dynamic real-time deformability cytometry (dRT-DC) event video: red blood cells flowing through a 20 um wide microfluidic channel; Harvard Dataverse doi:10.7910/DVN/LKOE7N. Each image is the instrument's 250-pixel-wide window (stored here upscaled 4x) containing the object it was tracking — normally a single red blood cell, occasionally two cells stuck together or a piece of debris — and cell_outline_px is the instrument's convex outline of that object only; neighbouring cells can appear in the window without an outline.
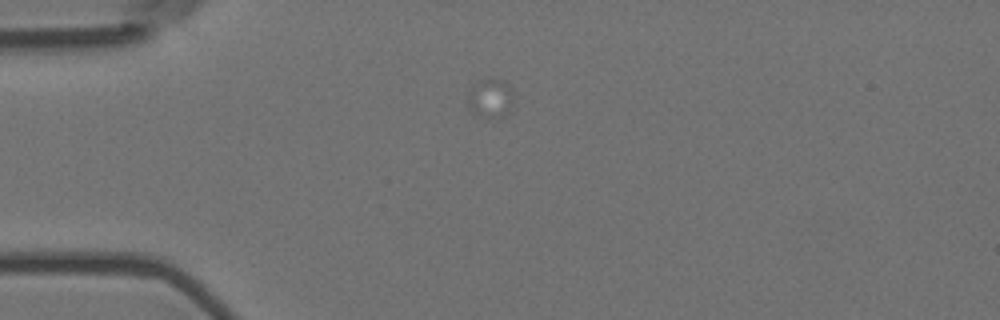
{"species": "Egyptian fruit bat (a non-hibernating species)", "species_latin": "Rousettus aegyptiacus", "temperature_condition": "room temperature", "stored_images_in_passage": 1, "camera_frame_rate_fps": 3000, "um_per_image_px": 0.085, "animal": {"sex": "female"}, "frame": {"image": 1, "passage_image": 1, "time_ms": 0.0, "image_size_px": [1000, 320], "cell_outline_px": [[512, 112], [504, 116], [488, 116], [472, 112], [468, 108], [468, 92], [480, 80], [492, 76], [500, 80], [512, 92]], "centroid_in_image_um": [41.69, 8.34], "position_along_channel_um": 43.3, "area_um2": 10.17}}